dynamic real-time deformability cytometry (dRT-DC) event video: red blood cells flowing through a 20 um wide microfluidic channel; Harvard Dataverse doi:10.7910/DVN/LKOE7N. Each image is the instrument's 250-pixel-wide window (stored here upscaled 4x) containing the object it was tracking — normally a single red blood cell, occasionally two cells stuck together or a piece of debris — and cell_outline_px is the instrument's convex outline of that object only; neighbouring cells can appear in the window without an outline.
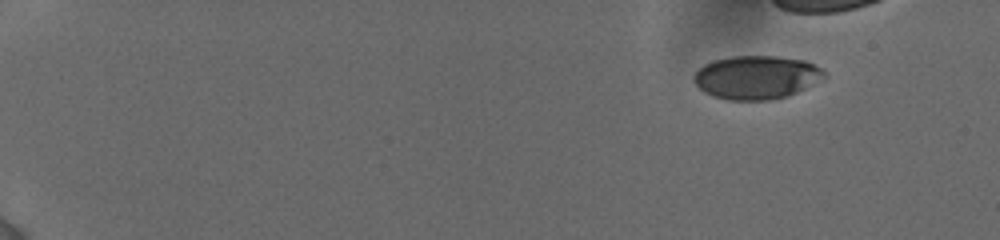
{"species": "human", "species_latin": "Homo sapiens", "temperature_condition": "cold", "stored_images_in_passage": 24, "camera_frame_rate_fps": 3000, "um_per_image_px": 0.085, "donor": {"sex": "female"}, "frame": {"image": 1, "passage_image": 1, "time_ms": 0.0, "image_size_px": [1000, 240], "cell_outline_px": [[828, 76], [824, 80], [788, 96], [768, 100], [728, 100], [712, 96], [704, 92], [692, 80], [692, 76], [704, 64], [712, 60], [732, 56], [776, 56], [804, 60], [816, 64], [824, 68], [828, 72]], "centroid_in_image_um": [64.36, 6.57], "position_along_channel_um": 20.6, "area_um2": 33.64}}